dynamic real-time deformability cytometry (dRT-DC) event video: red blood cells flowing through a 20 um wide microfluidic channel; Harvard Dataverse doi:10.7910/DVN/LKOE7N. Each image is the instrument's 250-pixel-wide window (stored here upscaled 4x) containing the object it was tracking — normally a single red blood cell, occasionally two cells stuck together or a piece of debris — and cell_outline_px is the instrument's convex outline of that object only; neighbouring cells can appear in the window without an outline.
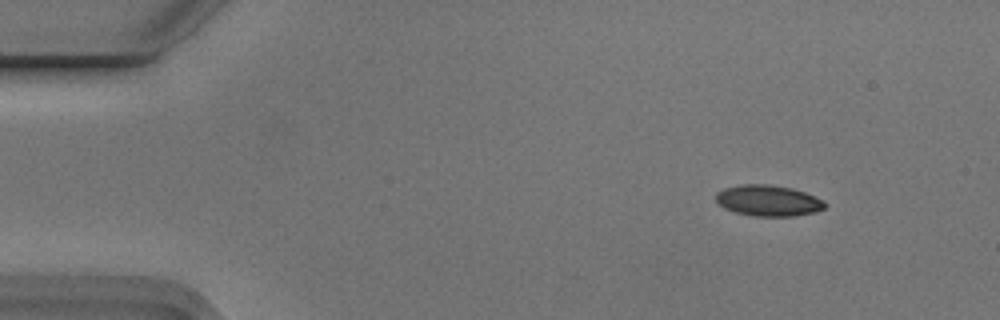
{"species": "Egyptian fruit bat (a non-hibernating species)", "species_latin": "Rousettus aegyptiacus", "temperature_condition": "cold", "stored_images_in_passage": 7, "camera_frame_rate_fps": 3000, "um_per_image_px": 0.085, "animal": {"sex": "male"}, "frame": {"image": 1, "passage_image": 2, "time_ms": 0.333, "image_size_px": [1000, 320], "cell_outline_px": [[828, 204], [824, 208], [816, 212], [792, 216], [756, 216], [736, 212], [724, 208], [716, 200], [716, 192], [724, 188], [740, 184], [768, 184], [792, 188], [804, 192], [824, 200]], "centroid_in_image_um": [65.31, 17.04], "position_along_channel_um": 19.7, "area_um2": 19.71}}
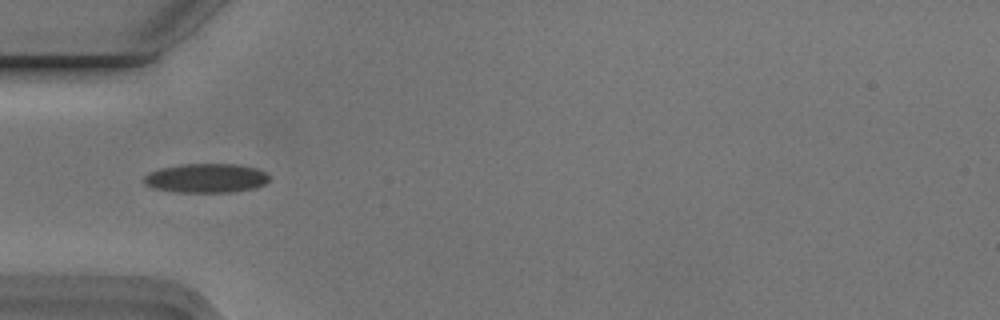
{"frame": {"image": 2, "passage_image": 5, "time_ms": 1.333, "image_size_px": [1000, 320], "cell_outline_px": [[268, 180], [264, 184], [256, 188], [232, 192], [176, 192], [152, 188], [144, 184], [144, 176], [148, 172], [160, 168], [180, 164], [236, 164], [256, 168], [268, 172]], "centroid_in_image_um": [17.51, 15.14], "position_along_channel_um": 67.5, "area_um2": 21.5}}
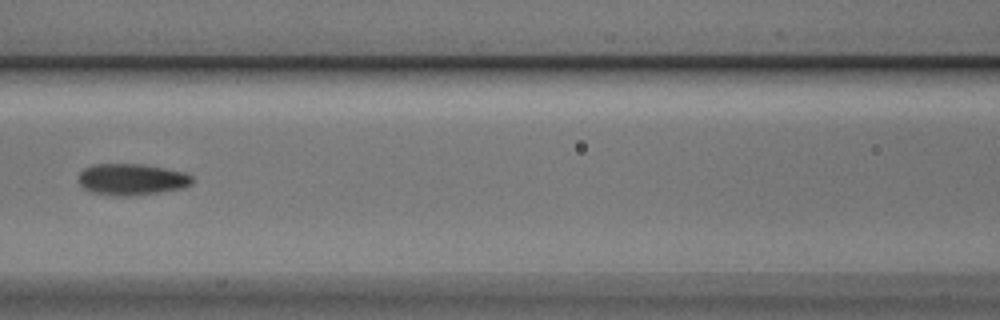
{"frame": {"image": 3, "passage_image": 7, "time_ms": 2.0, "image_size_px": [1000, 320], "cell_outline_px": [[192, 184], [184, 188], [164, 192], [132, 196], [112, 196], [92, 192], [84, 188], [80, 184], [80, 172], [84, 168], [92, 164], [140, 164], [164, 168], [184, 172], [192, 176]], "centroid_in_image_um": [11.22, 15.26], "position_along_channel_um": 155.4, "area_um2": 20.98}}